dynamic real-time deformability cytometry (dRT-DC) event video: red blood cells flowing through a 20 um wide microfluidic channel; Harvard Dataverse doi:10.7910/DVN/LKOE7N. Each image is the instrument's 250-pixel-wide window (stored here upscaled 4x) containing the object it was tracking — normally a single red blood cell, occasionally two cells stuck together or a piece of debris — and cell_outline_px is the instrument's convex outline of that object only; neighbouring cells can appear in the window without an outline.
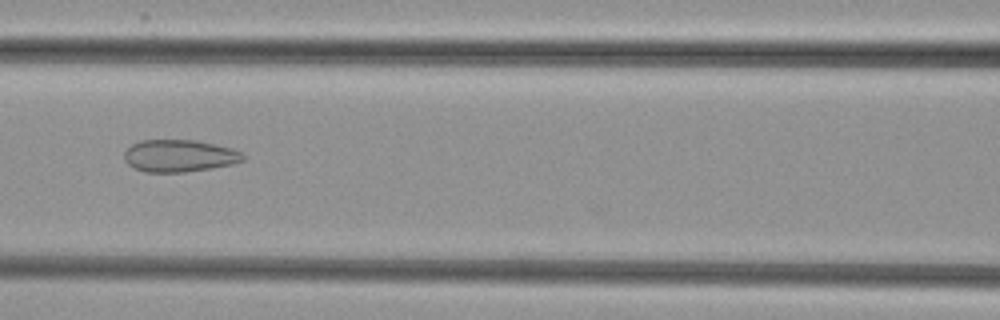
{"species": "common noctule bat (a hibernating species)", "species_latin": "Nyctalus noctula", "temperature_condition": "cold", "stored_images_in_passage": 38, "camera_frame_rate_fps": 3000, "um_per_image_px": 0.085, "animal": {"sex": "female", "body_mass_g": 29.2, "forearm_length_mm": 56.3}, "frame": {"image": 1, "passage_image": 9, "time_ms": 2.667, "image_size_px": [1000, 320], "cell_outline_px": [[244, 160], [232, 164], [212, 168], [184, 172], [144, 172], [132, 168], [124, 160], [124, 152], [132, 144], [140, 140], [196, 140], [216, 144], [232, 148], [240, 152], [244, 156]], "centroid_in_image_um": [15.22, 13.24], "position_along_channel_um": 151.4, "area_um2": 22.43}}
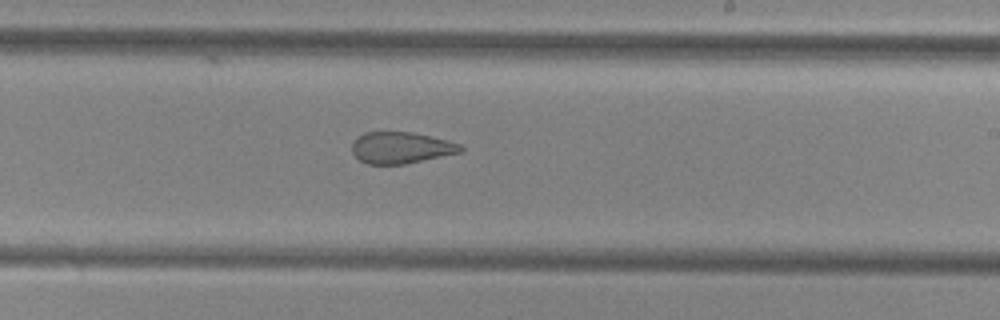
{"frame": {"image": 2, "passage_image": 17, "time_ms": 5.333, "image_size_px": [1000, 320], "cell_outline_px": [[464, 148], [460, 152], [404, 164], [368, 164], [360, 160], [352, 152], [352, 144], [356, 136], [364, 132], [412, 132], [448, 140], [460, 144]], "centroid_in_image_um": [34.05, 12.54], "position_along_channel_um": 254.9, "area_um2": 19.83}}
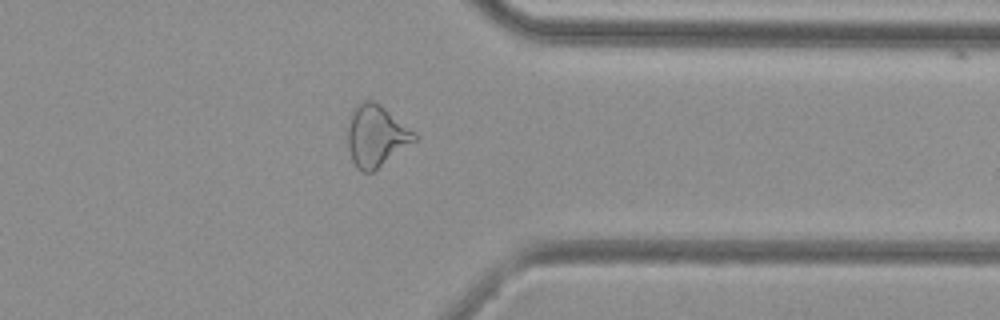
{"frame": {"image": 3, "passage_image": 27, "time_ms": 8.667, "image_size_px": [1000, 320], "cell_outline_px": [[416, 140], [372, 172], [364, 172], [356, 168], [352, 160], [348, 148], [348, 128], [352, 108], [360, 100], [372, 100], [380, 104], [416, 132]], "centroid_in_image_um": [31.95, 11.52], "position_along_channel_um": 379.4, "area_um2": 23.87}}